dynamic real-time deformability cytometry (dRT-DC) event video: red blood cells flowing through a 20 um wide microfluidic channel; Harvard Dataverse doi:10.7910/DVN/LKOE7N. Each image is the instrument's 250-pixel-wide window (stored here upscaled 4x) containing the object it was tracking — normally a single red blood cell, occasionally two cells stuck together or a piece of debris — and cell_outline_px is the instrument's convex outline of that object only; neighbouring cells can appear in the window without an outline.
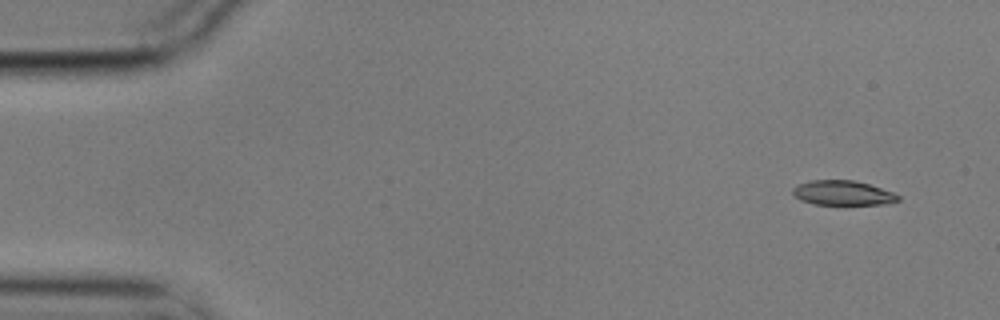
{"species": "common noctule bat (a hibernating species)", "species_latin": "Nyctalus noctula", "temperature_condition": "cold", "stored_images_in_passage": 4, "camera_frame_rate_fps": 3000, "um_per_image_px": 0.085, "animal": {"sex": "male", "body_mass_g": 17.9}, "frame": {"image": 1, "passage_image": 1, "time_ms": 0.0, "image_size_px": [1000, 320], "cell_outline_px": [[900, 200], [888, 204], [812, 204], [800, 200], [792, 192], [792, 188], [800, 184], [812, 180], [852, 180], [868, 184], [892, 192], [900, 196]], "centroid_in_image_um": [71.64, 16.4], "position_along_channel_um": 13.4, "area_um2": 14.97}}